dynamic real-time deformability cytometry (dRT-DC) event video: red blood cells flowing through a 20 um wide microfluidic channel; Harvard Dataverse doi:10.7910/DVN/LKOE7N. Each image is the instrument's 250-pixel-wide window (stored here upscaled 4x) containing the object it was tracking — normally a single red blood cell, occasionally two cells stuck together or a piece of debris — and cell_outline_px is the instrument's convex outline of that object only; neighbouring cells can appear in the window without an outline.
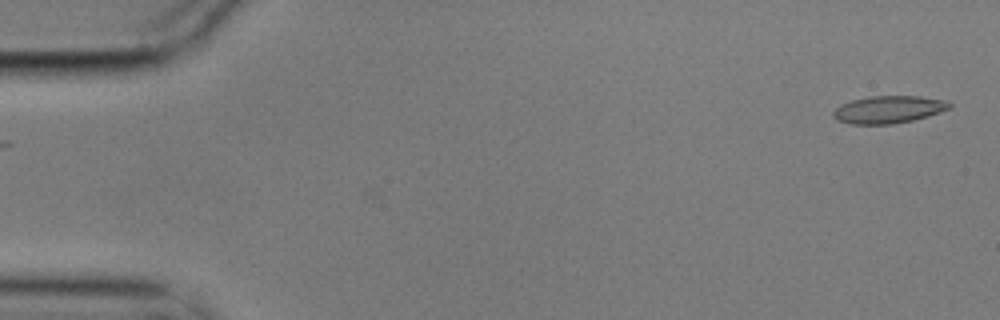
{"species": "common noctule bat (a hibernating species)", "species_latin": "Nyctalus noctula", "temperature_condition": "cold", "stored_images_in_passage": 2, "camera_frame_rate_fps": 3000, "um_per_image_px": 0.085, "animal": {"sex": "male", "body_mass_g": 17.9}, "frame": {"image": 1, "passage_image": 2, "time_ms": 0.333, "image_size_px": [1000, 320], "cell_outline_px": [[952, 108], [928, 116], [912, 120], [892, 124], [852, 124], [836, 120], [832, 116], [832, 112], [840, 104], [852, 100], [868, 96], [920, 96], [944, 100], [952, 104]], "centroid_in_image_um": [75.51, 9.3], "position_along_channel_um": 9.5, "area_um2": 18.67}}